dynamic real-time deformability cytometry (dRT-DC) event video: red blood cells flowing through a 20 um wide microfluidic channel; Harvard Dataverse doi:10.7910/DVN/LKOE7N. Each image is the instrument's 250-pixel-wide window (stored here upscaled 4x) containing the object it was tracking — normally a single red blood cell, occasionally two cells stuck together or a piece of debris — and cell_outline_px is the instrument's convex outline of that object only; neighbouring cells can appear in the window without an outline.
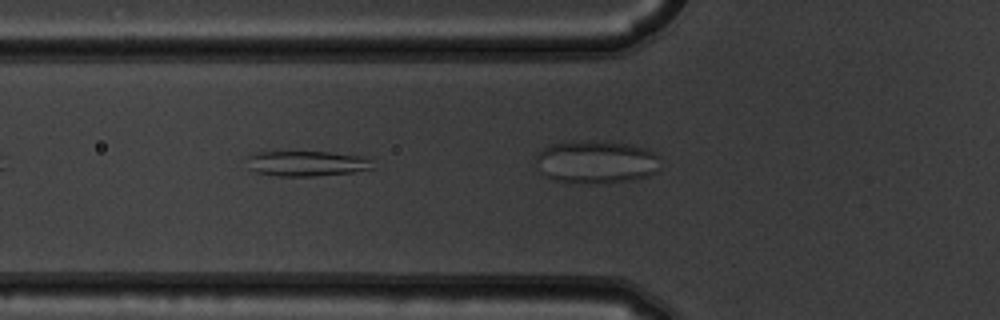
{"species": "common noctule bat (a hibernating species)", "species_latin": "Nyctalus noctula", "temperature_condition": "warm", "stored_images_in_passage": 6, "camera_frame_rate_fps": 3000, "um_per_image_px": 0.085, "animal": {"sex": "male", "body_mass_g": 19.5, "forearm_length_mm": 54.6}, "frame": {"image": 1, "passage_image": 6, "time_ms": 1.667, "image_size_px": [1000, 320], "cell_outline_px": [[372, 168], [352, 172], [312, 176], [276, 176], [256, 172], [248, 168], [248, 156], [256, 152], [328, 152], [368, 156], [372, 160]], "centroid_in_image_um": [26.08, 13.89], "position_along_channel_um": 99.7, "area_um2": 18.55}}